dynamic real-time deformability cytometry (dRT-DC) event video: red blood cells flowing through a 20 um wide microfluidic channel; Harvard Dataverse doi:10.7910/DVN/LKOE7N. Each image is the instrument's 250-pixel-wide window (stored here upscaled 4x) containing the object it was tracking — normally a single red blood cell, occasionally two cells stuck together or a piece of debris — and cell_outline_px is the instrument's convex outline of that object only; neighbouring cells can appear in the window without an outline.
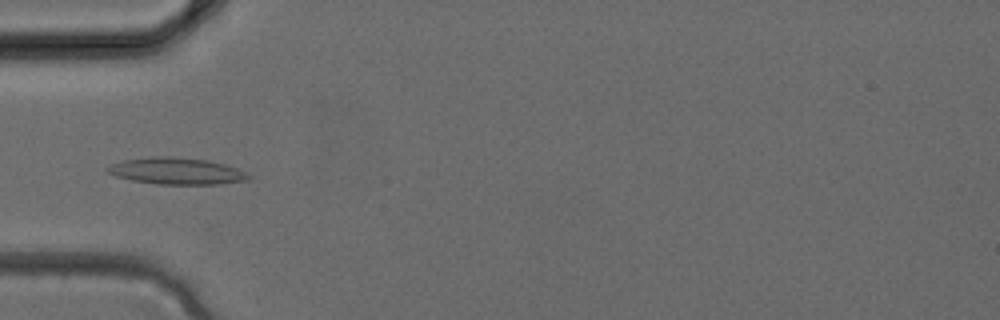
{"species": "common noctule bat (a hibernating species)", "species_latin": "Nyctalus noctula", "temperature_condition": "cold", "stored_images_in_passage": 3, "camera_frame_rate_fps": 3000, "um_per_image_px": 0.085, "animal": {"sex": "female", "body_mass_g": 24.6, "forearm_length_mm": 56.2}, "frame": {"image": 1, "passage_image": 3, "time_ms": 0.667, "image_size_px": [1000, 320], "cell_outline_px": [[252, 176], [248, 180], [216, 184], [156, 184], [132, 180], [116, 176], [108, 172], [104, 168], [112, 164], [124, 160], [148, 156], [172, 156], [208, 160], [224, 164], [236, 168]], "centroid_in_image_um": [14.98, 14.53], "position_along_channel_um": 70.0, "area_um2": 21.91}}